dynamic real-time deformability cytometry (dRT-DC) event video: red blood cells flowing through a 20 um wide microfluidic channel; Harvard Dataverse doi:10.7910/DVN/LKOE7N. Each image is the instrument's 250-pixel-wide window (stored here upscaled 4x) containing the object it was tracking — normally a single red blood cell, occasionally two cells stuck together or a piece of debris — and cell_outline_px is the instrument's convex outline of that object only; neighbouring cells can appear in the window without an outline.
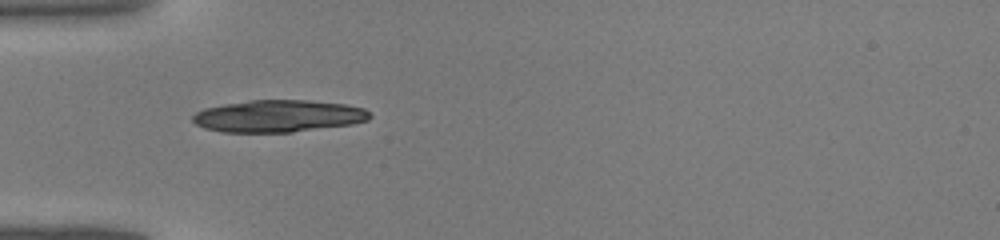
{"species": "common noctule bat (a hibernating species)", "species_latin": "Nyctalus noctula", "temperature_condition": "warm", "stored_images_in_passage": 30, "camera_frame_rate_fps": 3000, "um_per_image_px": 0.085, "animal": {"sex": "male", "body_mass_g": 19.0, "forearm_length_mm": 50.8}, "frame": {"image": 1, "passage_image": 1, "time_ms": 0.0, "image_size_px": [1000, 240], "cell_outline_px": [[372, 116], [368, 120], [352, 124], [292, 132], [220, 132], [204, 128], [196, 124], [192, 120], [192, 116], [196, 112], [204, 108], [224, 104], [252, 100], [308, 100], [344, 104], [364, 108]], "centroid_in_image_um": [23.64, 9.87], "position_along_channel_um": 61.4, "area_um2": 33.12}}
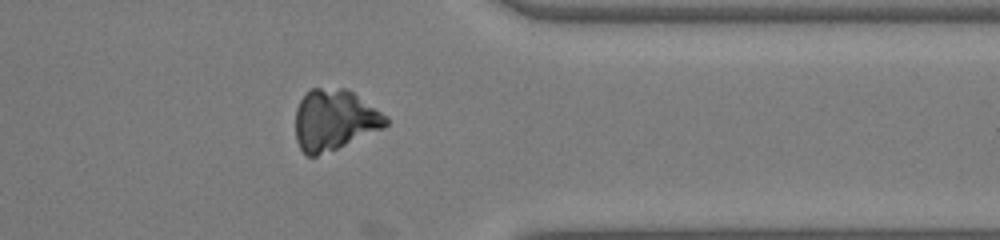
{"frame": {"image": 2, "passage_image": 22, "time_ms": 7.0, "image_size_px": [1000, 240], "cell_outline_px": [[388, 124], [380, 128], [336, 148], [316, 156], [308, 156], [300, 148], [296, 140], [296, 108], [304, 92], [312, 88], [344, 88], [352, 92], [388, 116]], "centroid_in_image_um": [28.37, 10.16], "position_along_channel_um": 383.0, "area_um2": 31.5}}
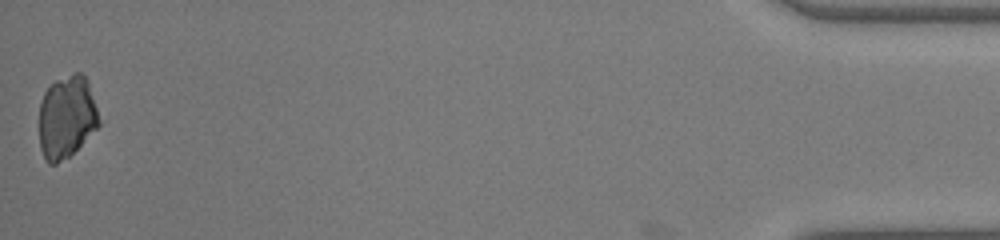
{"frame": {"image": 3, "passage_image": 30, "time_ms": 9.667, "image_size_px": [1000, 240], "cell_outline_px": [[100, 124], [68, 156], [56, 164], [48, 164], [40, 148], [40, 100], [44, 92], [56, 80], [76, 72], [80, 72], [88, 80], [100, 120]], "centroid_in_image_um": [5.65, 9.92], "position_along_channel_um": 429.5, "area_um2": 28.38}}